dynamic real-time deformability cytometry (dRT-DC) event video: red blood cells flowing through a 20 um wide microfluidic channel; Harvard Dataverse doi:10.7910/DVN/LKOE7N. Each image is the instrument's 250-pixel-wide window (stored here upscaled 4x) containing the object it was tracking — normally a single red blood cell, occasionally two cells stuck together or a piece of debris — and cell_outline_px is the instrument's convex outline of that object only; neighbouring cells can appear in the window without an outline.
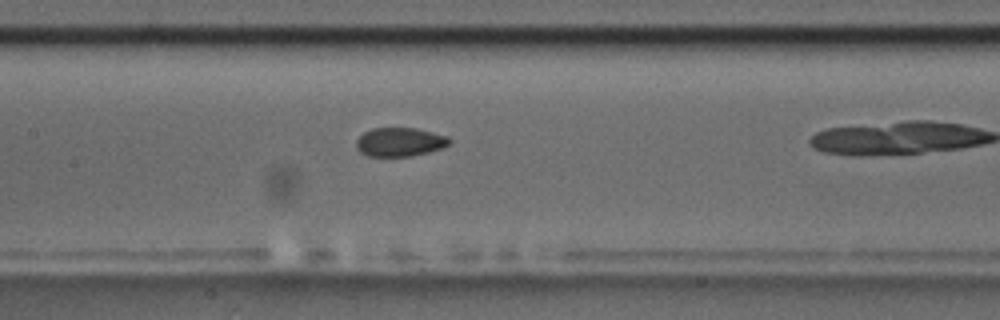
{"species": "common noctule bat (a hibernating species)", "species_latin": "Nyctalus noctula", "temperature_condition": "room temperature", "stored_images_in_passage": 31, "camera_frame_rate_fps": 3000, "um_per_image_px": 0.085, "animal": {"sex": "male", "body_mass_g": 17.5, "forearm_length_mm": 52.3}, "frame": {"image": 1, "passage_image": 14, "time_ms": 4.333, "image_size_px": [1000, 320], "cell_outline_px": [[452, 140], [444, 148], [412, 156], [368, 156], [360, 152], [356, 148], [356, 140], [364, 132], [372, 128], [416, 128], [448, 136]], "centroid_in_image_um": [33.99, 12.07], "position_along_channel_um": 173.4, "area_um2": 15.72}}